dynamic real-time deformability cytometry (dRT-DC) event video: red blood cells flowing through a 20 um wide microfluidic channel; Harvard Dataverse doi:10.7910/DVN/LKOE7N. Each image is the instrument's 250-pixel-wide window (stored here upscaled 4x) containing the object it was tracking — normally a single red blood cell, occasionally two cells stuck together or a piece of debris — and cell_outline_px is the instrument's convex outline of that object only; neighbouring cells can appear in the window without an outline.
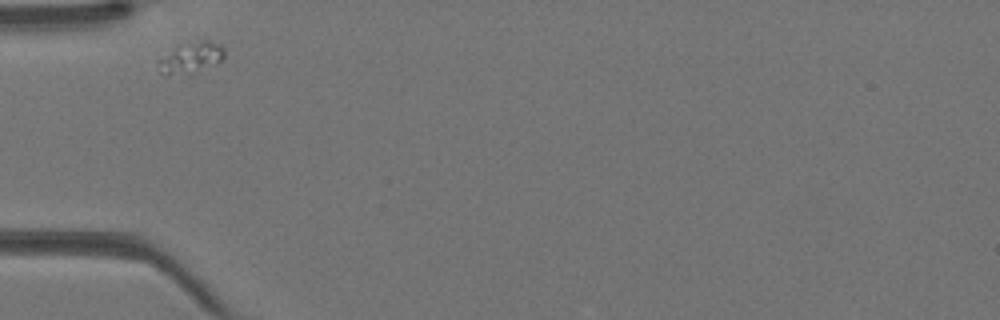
{"species": "Egyptian fruit bat (a non-hibernating species)", "species_latin": "Rousettus aegyptiacus", "temperature_condition": "warm", "stored_images_in_passage": 23, "camera_frame_rate_fps": 3000, "um_per_image_px": 0.085, "animal": {"sex": "female"}, "frame": {"image": 1, "passage_image": 1, "time_ms": 0.0, "image_size_px": [1000, 320], "cell_outline_px": [[224, 56], [220, 60], [168, 76], [160, 72], [156, 60], [172, 44], [184, 40], [208, 40], [220, 44], [224, 48]], "centroid_in_image_um": [16.07, 4.75], "position_along_channel_um": 68.9, "area_um2": 11.85}}
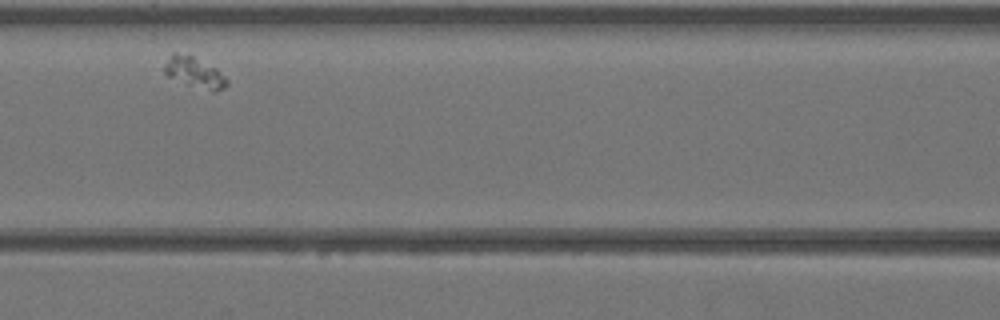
{"frame": {"image": 2, "passage_image": 7, "time_ms": 2.0, "image_size_px": [1000, 320], "cell_outline_px": [[228, 84], [224, 88], [216, 92], [212, 92], [188, 84], [168, 76], [164, 72], [164, 64], [172, 52], [176, 52], [192, 56], [216, 68], [228, 80]], "centroid_in_image_um": [16.54, 6.16], "position_along_channel_um": 150.1, "area_um2": 11.04}}
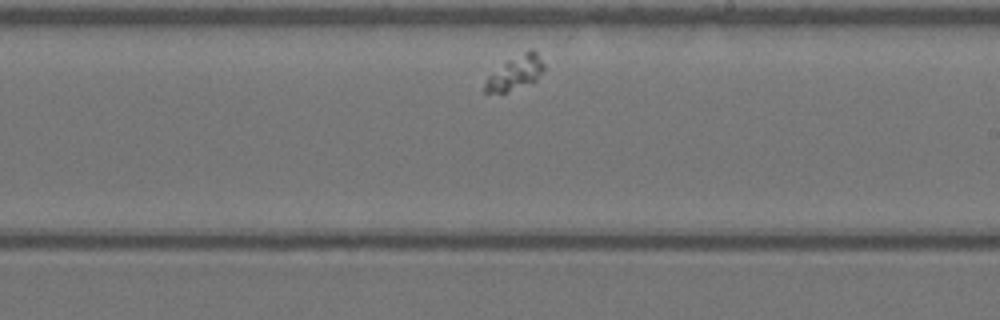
{"frame": {"image": 3, "passage_image": 14, "time_ms": 4.333, "image_size_px": [1000, 320], "cell_outline_px": [[544, 68], [536, 80], [504, 92], [484, 92], [484, 84], [488, 76], [508, 60], [532, 48], [536, 52], [544, 64]], "centroid_in_image_um": [43.8, 6.18], "position_along_channel_um": 245.2, "area_um2": 11.16}}